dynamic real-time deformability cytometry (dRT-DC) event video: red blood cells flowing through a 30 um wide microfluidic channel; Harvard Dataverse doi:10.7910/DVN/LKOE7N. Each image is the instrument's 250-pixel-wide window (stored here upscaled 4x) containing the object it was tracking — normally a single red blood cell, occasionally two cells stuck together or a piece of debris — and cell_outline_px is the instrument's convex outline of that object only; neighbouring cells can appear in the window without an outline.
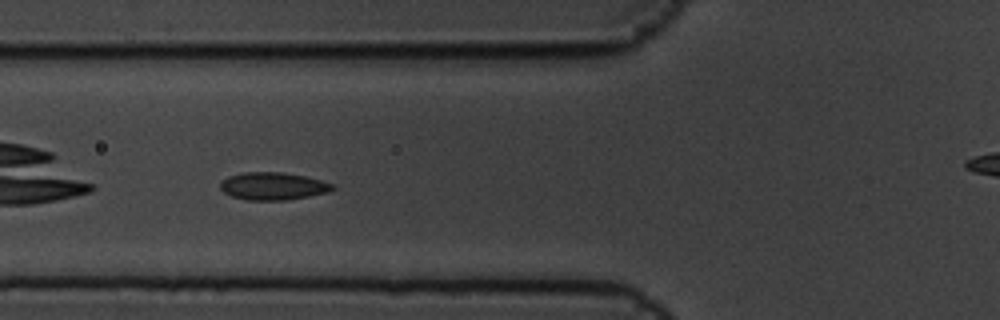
{"species": "common noctule bat (a hibernating species)", "species_latin": "Nyctalus noctula", "temperature_condition": "cold", "stored_images_in_passage": 8, "camera_frame_rate_fps": 3000, "um_per_image_px": 0.085, "animal": {"sex": "male", "body_mass_g": 19.5, "forearm_length_mm": 54.6}, "frame": {"image": 1, "passage_image": 7, "time_ms": 2.0, "image_size_px": [1000, 320], "cell_outline_px": [[336, 188], [328, 192], [288, 200], [244, 200], [232, 196], [224, 192], [220, 188], [220, 180], [228, 176], [244, 172], [280, 172], [304, 176], [320, 180], [332, 184]], "centroid_in_image_um": [23.17, 15.82], "position_along_channel_um": 102.6, "area_um2": 18.03}}